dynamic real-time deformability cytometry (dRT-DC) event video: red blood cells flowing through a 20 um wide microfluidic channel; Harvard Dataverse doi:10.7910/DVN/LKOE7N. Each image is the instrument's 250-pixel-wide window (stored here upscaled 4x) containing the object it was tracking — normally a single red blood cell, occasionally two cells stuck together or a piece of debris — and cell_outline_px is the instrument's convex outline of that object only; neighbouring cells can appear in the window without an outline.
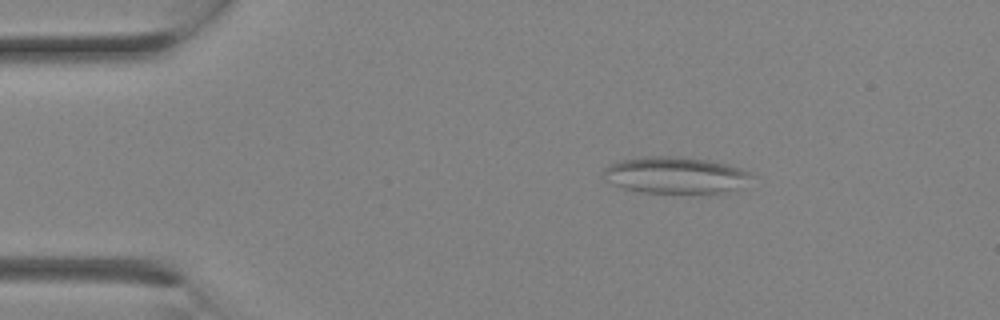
{"species": "Egyptian fruit bat (a non-hibernating species)", "species_latin": "Rousettus aegyptiacus", "temperature_condition": "room temperature", "stored_images_in_passage": 6, "camera_frame_rate_fps": 3000, "um_per_image_px": 0.085, "animal": {"sex": "female"}, "frame": {"image": 1, "passage_image": 1, "time_ms": 0.0, "image_size_px": [1000, 320], "cell_outline_px": [[756, 176], [736, 192], [716, 196], [692, 196], [644, 192], [624, 188], [612, 184], [604, 180], [604, 168], [620, 160], [644, 156], [676, 156], [712, 160], [728, 164], [740, 168]], "centroid_in_image_um": [57.56, 14.96], "position_along_channel_um": 27.4, "area_um2": 33.47}}